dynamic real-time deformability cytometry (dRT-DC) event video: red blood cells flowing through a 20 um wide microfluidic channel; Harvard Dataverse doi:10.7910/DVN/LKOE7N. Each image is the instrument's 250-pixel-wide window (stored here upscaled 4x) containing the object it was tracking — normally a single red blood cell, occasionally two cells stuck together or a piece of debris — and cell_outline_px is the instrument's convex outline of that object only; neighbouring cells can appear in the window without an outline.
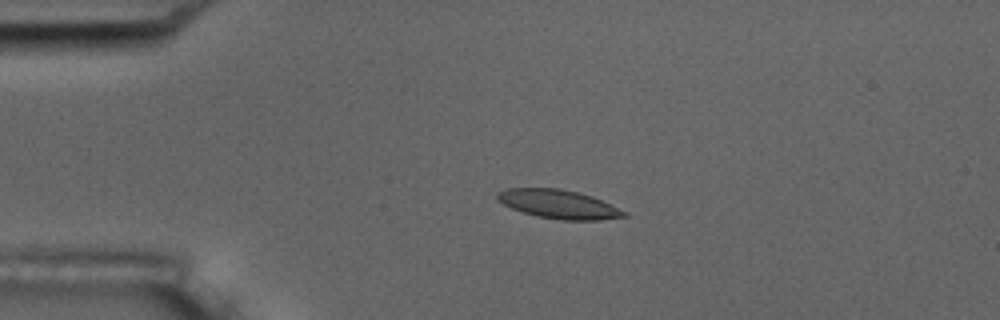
{"species": "common noctule bat (a hibernating species)", "species_latin": "Nyctalus noctula", "temperature_condition": "room temperature", "stored_images_in_passage": 6, "camera_frame_rate_fps": 3000, "um_per_image_px": 0.085, "animal": {"sex": "male", "body_mass_g": 17.5, "forearm_length_mm": 52.3}, "frame": {"image": 1, "passage_image": 5, "time_ms": 4.333, "image_size_px": [1000, 320], "cell_outline_px": [[628, 216], [600, 220], [560, 220], [536, 216], [512, 208], [496, 200], [496, 196], [500, 192], [508, 188], [560, 188], [592, 196], [628, 212]], "centroid_in_image_um": [47.51, 17.36], "position_along_channel_um": 37.5, "area_um2": 21.15}}